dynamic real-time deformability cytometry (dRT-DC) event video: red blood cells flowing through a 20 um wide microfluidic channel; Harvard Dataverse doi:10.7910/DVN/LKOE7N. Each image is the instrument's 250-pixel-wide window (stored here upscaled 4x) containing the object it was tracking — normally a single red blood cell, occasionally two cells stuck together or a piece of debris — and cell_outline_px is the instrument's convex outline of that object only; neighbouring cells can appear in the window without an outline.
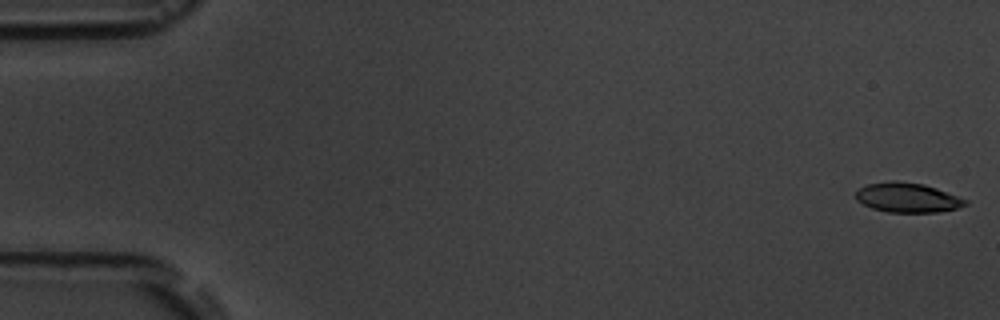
{"species": "common noctule bat (a hibernating species)", "species_latin": "Nyctalus noctula", "temperature_condition": "room temperature", "stored_images_in_passage": 5, "camera_frame_rate_fps": 3000, "um_per_image_px": 0.085, "animal": {"sex": "male", "body_mass_g": 19.5, "forearm_length_mm": 54.6}, "frame": {"image": 1, "passage_image": 1, "time_ms": 0.0, "image_size_px": [1000, 320], "cell_outline_px": [[968, 204], [956, 208], [936, 212], [888, 212], [872, 208], [856, 200], [856, 192], [860, 188], [868, 184], [892, 180], [924, 184], [936, 188], [968, 200]], "centroid_in_image_um": [77.13, 16.79], "position_along_channel_um": 7.9, "area_um2": 18.73}}
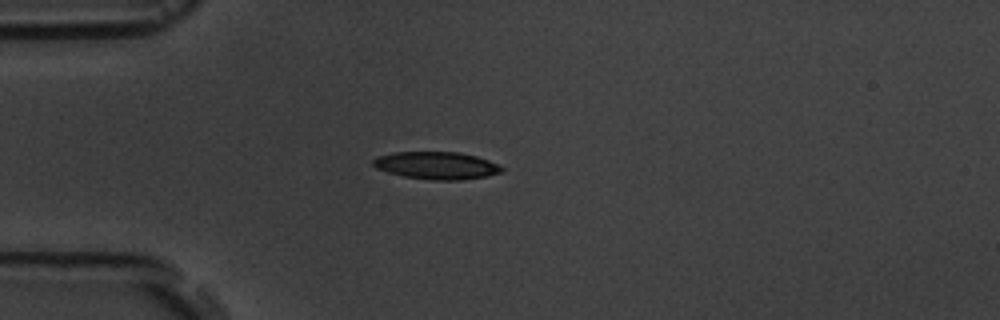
{"frame": {"image": 2, "passage_image": 5, "time_ms": 4.667, "image_size_px": [1000, 320], "cell_outline_px": [[504, 172], [488, 176], [460, 180], [432, 180], [404, 176], [388, 172], [376, 168], [372, 164], [372, 160], [376, 156], [392, 152], [460, 152], [476, 156], [500, 164], [504, 168]], "centroid_in_image_um": [37.13, 14.06], "position_along_channel_um": 47.9, "area_um2": 20.81}}